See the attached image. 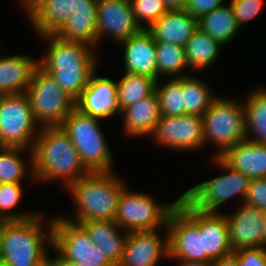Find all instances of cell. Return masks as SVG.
I'll use <instances>...</instances> for the list:
<instances>
[{"label": "cell", "mask_w": 266, "mask_h": 266, "mask_svg": "<svg viewBox=\"0 0 266 266\" xmlns=\"http://www.w3.org/2000/svg\"><path fill=\"white\" fill-rule=\"evenodd\" d=\"M39 38L48 41V47L47 53L38 60V66L76 101L100 65L99 53L94 52L97 48L82 42L64 41L54 34Z\"/></svg>", "instance_id": "6da1fadb"}, {"label": "cell", "mask_w": 266, "mask_h": 266, "mask_svg": "<svg viewBox=\"0 0 266 266\" xmlns=\"http://www.w3.org/2000/svg\"><path fill=\"white\" fill-rule=\"evenodd\" d=\"M31 151L36 183L56 180L65 190L89 173L61 126L41 127Z\"/></svg>", "instance_id": "7a4b0ae2"}, {"label": "cell", "mask_w": 266, "mask_h": 266, "mask_svg": "<svg viewBox=\"0 0 266 266\" xmlns=\"http://www.w3.org/2000/svg\"><path fill=\"white\" fill-rule=\"evenodd\" d=\"M43 216L37 212L25 220L6 222L0 243L1 261L9 266H41L51 258L48 251L52 249L53 218L47 223Z\"/></svg>", "instance_id": "3957f363"}, {"label": "cell", "mask_w": 266, "mask_h": 266, "mask_svg": "<svg viewBox=\"0 0 266 266\" xmlns=\"http://www.w3.org/2000/svg\"><path fill=\"white\" fill-rule=\"evenodd\" d=\"M125 183L116 171L89 172L65 189L73 199L76 214L75 218L63 217L76 223L114 220Z\"/></svg>", "instance_id": "277c9868"}, {"label": "cell", "mask_w": 266, "mask_h": 266, "mask_svg": "<svg viewBox=\"0 0 266 266\" xmlns=\"http://www.w3.org/2000/svg\"><path fill=\"white\" fill-rule=\"evenodd\" d=\"M100 120L75 108L60 125L77 149L81 163L89 172L114 170V157L100 126Z\"/></svg>", "instance_id": "5b68a950"}, {"label": "cell", "mask_w": 266, "mask_h": 266, "mask_svg": "<svg viewBox=\"0 0 266 266\" xmlns=\"http://www.w3.org/2000/svg\"><path fill=\"white\" fill-rule=\"evenodd\" d=\"M237 100L218 96L202 115L204 146H215L214 157L247 139L244 106L241 99Z\"/></svg>", "instance_id": "8992f818"}, {"label": "cell", "mask_w": 266, "mask_h": 266, "mask_svg": "<svg viewBox=\"0 0 266 266\" xmlns=\"http://www.w3.org/2000/svg\"><path fill=\"white\" fill-rule=\"evenodd\" d=\"M212 162L224 174L197 183L181 195L193 207L207 212H222L220 207L233 197L239 196L243 203L251 179L243 172L232 169L220 157L213 156Z\"/></svg>", "instance_id": "52a82bcc"}, {"label": "cell", "mask_w": 266, "mask_h": 266, "mask_svg": "<svg viewBox=\"0 0 266 266\" xmlns=\"http://www.w3.org/2000/svg\"><path fill=\"white\" fill-rule=\"evenodd\" d=\"M153 198L146 192H133L127 186L120 194L114 221L128 232L167 227L169 214L177 206L179 197L168 204Z\"/></svg>", "instance_id": "ba28073f"}, {"label": "cell", "mask_w": 266, "mask_h": 266, "mask_svg": "<svg viewBox=\"0 0 266 266\" xmlns=\"http://www.w3.org/2000/svg\"><path fill=\"white\" fill-rule=\"evenodd\" d=\"M32 112L41 126H60L75 109L76 101L39 66L26 90Z\"/></svg>", "instance_id": "9c48e42d"}, {"label": "cell", "mask_w": 266, "mask_h": 266, "mask_svg": "<svg viewBox=\"0 0 266 266\" xmlns=\"http://www.w3.org/2000/svg\"><path fill=\"white\" fill-rule=\"evenodd\" d=\"M40 129L26 93L0 95V147L32 149Z\"/></svg>", "instance_id": "30bf717a"}, {"label": "cell", "mask_w": 266, "mask_h": 266, "mask_svg": "<svg viewBox=\"0 0 266 266\" xmlns=\"http://www.w3.org/2000/svg\"><path fill=\"white\" fill-rule=\"evenodd\" d=\"M52 249L56 252V255H53L56 262L114 266L99 246L91 241L86 230L63 215L53 218Z\"/></svg>", "instance_id": "8fae6325"}, {"label": "cell", "mask_w": 266, "mask_h": 266, "mask_svg": "<svg viewBox=\"0 0 266 266\" xmlns=\"http://www.w3.org/2000/svg\"><path fill=\"white\" fill-rule=\"evenodd\" d=\"M150 137L157 146L168 150L197 151L204 147L202 116H161Z\"/></svg>", "instance_id": "7c38bea8"}, {"label": "cell", "mask_w": 266, "mask_h": 266, "mask_svg": "<svg viewBox=\"0 0 266 266\" xmlns=\"http://www.w3.org/2000/svg\"><path fill=\"white\" fill-rule=\"evenodd\" d=\"M177 206L199 227L203 235L204 261H213L233 253L225 213L195 208L182 195Z\"/></svg>", "instance_id": "4fadbf2b"}, {"label": "cell", "mask_w": 266, "mask_h": 266, "mask_svg": "<svg viewBox=\"0 0 266 266\" xmlns=\"http://www.w3.org/2000/svg\"><path fill=\"white\" fill-rule=\"evenodd\" d=\"M169 259L204 262L203 235L199 227L176 206L167 220Z\"/></svg>", "instance_id": "5bb4252c"}, {"label": "cell", "mask_w": 266, "mask_h": 266, "mask_svg": "<svg viewBox=\"0 0 266 266\" xmlns=\"http://www.w3.org/2000/svg\"><path fill=\"white\" fill-rule=\"evenodd\" d=\"M168 257L167 227L151 231H133L128 232L123 257L118 266H157L163 258Z\"/></svg>", "instance_id": "9a60e30c"}, {"label": "cell", "mask_w": 266, "mask_h": 266, "mask_svg": "<svg viewBox=\"0 0 266 266\" xmlns=\"http://www.w3.org/2000/svg\"><path fill=\"white\" fill-rule=\"evenodd\" d=\"M97 12V47L105 36L119 44L141 30L134 18L131 1L98 0Z\"/></svg>", "instance_id": "2e32d148"}, {"label": "cell", "mask_w": 266, "mask_h": 266, "mask_svg": "<svg viewBox=\"0 0 266 266\" xmlns=\"http://www.w3.org/2000/svg\"><path fill=\"white\" fill-rule=\"evenodd\" d=\"M229 242L233 251L242 248L266 247L265 213L257 207L240 203L229 215Z\"/></svg>", "instance_id": "e0dca14e"}, {"label": "cell", "mask_w": 266, "mask_h": 266, "mask_svg": "<svg viewBox=\"0 0 266 266\" xmlns=\"http://www.w3.org/2000/svg\"><path fill=\"white\" fill-rule=\"evenodd\" d=\"M95 71L88 85L76 100L75 108L81 113L98 118L110 119L120 115L117 102V82L109 77L97 76Z\"/></svg>", "instance_id": "ac0fdd59"}, {"label": "cell", "mask_w": 266, "mask_h": 266, "mask_svg": "<svg viewBox=\"0 0 266 266\" xmlns=\"http://www.w3.org/2000/svg\"><path fill=\"white\" fill-rule=\"evenodd\" d=\"M34 33L54 34L75 9L76 0H19Z\"/></svg>", "instance_id": "d6986e66"}, {"label": "cell", "mask_w": 266, "mask_h": 266, "mask_svg": "<svg viewBox=\"0 0 266 266\" xmlns=\"http://www.w3.org/2000/svg\"><path fill=\"white\" fill-rule=\"evenodd\" d=\"M119 46L124 48V72L147 75L157 81L156 42L147 29H141Z\"/></svg>", "instance_id": "ffe728a7"}, {"label": "cell", "mask_w": 266, "mask_h": 266, "mask_svg": "<svg viewBox=\"0 0 266 266\" xmlns=\"http://www.w3.org/2000/svg\"><path fill=\"white\" fill-rule=\"evenodd\" d=\"M97 5L98 0H76L75 9L54 35L64 41L97 47Z\"/></svg>", "instance_id": "44dd1931"}, {"label": "cell", "mask_w": 266, "mask_h": 266, "mask_svg": "<svg viewBox=\"0 0 266 266\" xmlns=\"http://www.w3.org/2000/svg\"><path fill=\"white\" fill-rule=\"evenodd\" d=\"M120 115L123 118V134L134 138L148 135L149 138L161 117L157 93L154 91L143 97L122 110Z\"/></svg>", "instance_id": "7402d4cb"}, {"label": "cell", "mask_w": 266, "mask_h": 266, "mask_svg": "<svg viewBox=\"0 0 266 266\" xmlns=\"http://www.w3.org/2000/svg\"><path fill=\"white\" fill-rule=\"evenodd\" d=\"M197 29L198 19L183 9L167 11L147 30L155 42H169L185 47Z\"/></svg>", "instance_id": "603a6c76"}, {"label": "cell", "mask_w": 266, "mask_h": 266, "mask_svg": "<svg viewBox=\"0 0 266 266\" xmlns=\"http://www.w3.org/2000/svg\"><path fill=\"white\" fill-rule=\"evenodd\" d=\"M38 59L27 55L0 57V95L26 93Z\"/></svg>", "instance_id": "cb8c5ba5"}, {"label": "cell", "mask_w": 266, "mask_h": 266, "mask_svg": "<svg viewBox=\"0 0 266 266\" xmlns=\"http://www.w3.org/2000/svg\"><path fill=\"white\" fill-rule=\"evenodd\" d=\"M220 158L250 179L266 177V144L245 139L227 149Z\"/></svg>", "instance_id": "d4e9b609"}, {"label": "cell", "mask_w": 266, "mask_h": 266, "mask_svg": "<svg viewBox=\"0 0 266 266\" xmlns=\"http://www.w3.org/2000/svg\"><path fill=\"white\" fill-rule=\"evenodd\" d=\"M78 223L86 230L91 241L99 246L108 260L114 266H118L123 257L128 231L119 227L114 220H92Z\"/></svg>", "instance_id": "484cf974"}, {"label": "cell", "mask_w": 266, "mask_h": 266, "mask_svg": "<svg viewBox=\"0 0 266 266\" xmlns=\"http://www.w3.org/2000/svg\"><path fill=\"white\" fill-rule=\"evenodd\" d=\"M227 4L198 19V28L223 46L230 44L241 29L231 4Z\"/></svg>", "instance_id": "4316f807"}, {"label": "cell", "mask_w": 266, "mask_h": 266, "mask_svg": "<svg viewBox=\"0 0 266 266\" xmlns=\"http://www.w3.org/2000/svg\"><path fill=\"white\" fill-rule=\"evenodd\" d=\"M26 152L28 153L27 163H25V158L22 156ZM32 164L31 149L0 147V183H21L23 179L27 177L30 180L29 183H35L36 180L34 178ZM26 172L28 175H26Z\"/></svg>", "instance_id": "83f0119b"}, {"label": "cell", "mask_w": 266, "mask_h": 266, "mask_svg": "<svg viewBox=\"0 0 266 266\" xmlns=\"http://www.w3.org/2000/svg\"><path fill=\"white\" fill-rule=\"evenodd\" d=\"M222 46L198 28L185 46L186 61L190 70H199L202 73V70L209 69L218 60Z\"/></svg>", "instance_id": "f1b7e54d"}, {"label": "cell", "mask_w": 266, "mask_h": 266, "mask_svg": "<svg viewBox=\"0 0 266 266\" xmlns=\"http://www.w3.org/2000/svg\"><path fill=\"white\" fill-rule=\"evenodd\" d=\"M251 92V93H250ZM242 100L245 110L247 139L266 144V88L250 91Z\"/></svg>", "instance_id": "f546056e"}, {"label": "cell", "mask_w": 266, "mask_h": 266, "mask_svg": "<svg viewBox=\"0 0 266 266\" xmlns=\"http://www.w3.org/2000/svg\"><path fill=\"white\" fill-rule=\"evenodd\" d=\"M117 82V102L120 112L155 91L156 80L147 75L123 72Z\"/></svg>", "instance_id": "4dcf8cb0"}, {"label": "cell", "mask_w": 266, "mask_h": 266, "mask_svg": "<svg viewBox=\"0 0 266 266\" xmlns=\"http://www.w3.org/2000/svg\"><path fill=\"white\" fill-rule=\"evenodd\" d=\"M157 80L162 77L179 78L189 75L183 73L189 67L186 61L185 47L169 42H156ZM182 72V73H181ZM160 76V77H159Z\"/></svg>", "instance_id": "1f68e13d"}, {"label": "cell", "mask_w": 266, "mask_h": 266, "mask_svg": "<svg viewBox=\"0 0 266 266\" xmlns=\"http://www.w3.org/2000/svg\"><path fill=\"white\" fill-rule=\"evenodd\" d=\"M166 79H164L165 81L163 83L160 79H158L155 84V92L158 96L160 115H185L183 77Z\"/></svg>", "instance_id": "d6a6232c"}, {"label": "cell", "mask_w": 266, "mask_h": 266, "mask_svg": "<svg viewBox=\"0 0 266 266\" xmlns=\"http://www.w3.org/2000/svg\"><path fill=\"white\" fill-rule=\"evenodd\" d=\"M191 75L183 76L184 107L186 114L202 116L217 97L203 80Z\"/></svg>", "instance_id": "836d02e7"}, {"label": "cell", "mask_w": 266, "mask_h": 266, "mask_svg": "<svg viewBox=\"0 0 266 266\" xmlns=\"http://www.w3.org/2000/svg\"><path fill=\"white\" fill-rule=\"evenodd\" d=\"M22 183H0V217L8 221L25 220L33 217L35 212L25 213L23 211H13L20 205L24 196Z\"/></svg>", "instance_id": "e575fe53"}, {"label": "cell", "mask_w": 266, "mask_h": 266, "mask_svg": "<svg viewBox=\"0 0 266 266\" xmlns=\"http://www.w3.org/2000/svg\"><path fill=\"white\" fill-rule=\"evenodd\" d=\"M134 18L141 29H148L167 11L162 0H132Z\"/></svg>", "instance_id": "d590c367"}, {"label": "cell", "mask_w": 266, "mask_h": 266, "mask_svg": "<svg viewBox=\"0 0 266 266\" xmlns=\"http://www.w3.org/2000/svg\"><path fill=\"white\" fill-rule=\"evenodd\" d=\"M230 4L234 10L238 25L243 29L242 27L246 26L248 21L260 15L264 0H231Z\"/></svg>", "instance_id": "8d00e7d4"}, {"label": "cell", "mask_w": 266, "mask_h": 266, "mask_svg": "<svg viewBox=\"0 0 266 266\" xmlns=\"http://www.w3.org/2000/svg\"><path fill=\"white\" fill-rule=\"evenodd\" d=\"M243 203L266 213V177L251 179Z\"/></svg>", "instance_id": "74e56055"}, {"label": "cell", "mask_w": 266, "mask_h": 266, "mask_svg": "<svg viewBox=\"0 0 266 266\" xmlns=\"http://www.w3.org/2000/svg\"><path fill=\"white\" fill-rule=\"evenodd\" d=\"M233 253L239 266H266V247L242 248Z\"/></svg>", "instance_id": "f35d334b"}, {"label": "cell", "mask_w": 266, "mask_h": 266, "mask_svg": "<svg viewBox=\"0 0 266 266\" xmlns=\"http://www.w3.org/2000/svg\"><path fill=\"white\" fill-rule=\"evenodd\" d=\"M225 4V0H187L185 11L196 19Z\"/></svg>", "instance_id": "ab89813d"}, {"label": "cell", "mask_w": 266, "mask_h": 266, "mask_svg": "<svg viewBox=\"0 0 266 266\" xmlns=\"http://www.w3.org/2000/svg\"><path fill=\"white\" fill-rule=\"evenodd\" d=\"M212 266H239L236 255L231 253L212 261Z\"/></svg>", "instance_id": "60d3db41"}, {"label": "cell", "mask_w": 266, "mask_h": 266, "mask_svg": "<svg viewBox=\"0 0 266 266\" xmlns=\"http://www.w3.org/2000/svg\"><path fill=\"white\" fill-rule=\"evenodd\" d=\"M168 11L183 10L187 4V0H162Z\"/></svg>", "instance_id": "b9f144b4"}, {"label": "cell", "mask_w": 266, "mask_h": 266, "mask_svg": "<svg viewBox=\"0 0 266 266\" xmlns=\"http://www.w3.org/2000/svg\"><path fill=\"white\" fill-rule=\"evenodd\" d=\"M177 261L178 266H212V261H204V262H199V261H190V260H183V259H174V261Z\"/></svg>", "instance_id": "7bdbcfd3"}, {"label": "cell", "mask_w": 266, "mask_h": 266, "mask_svg": "<svg viewBox=\"0 0 266 266\" xmlns=\"http://www.w3.org/2000/svg\"><path fill=\"white\" fill-rule=\"evenodd\" d=\"M58 266H94L86 263H75V262H57Z\"/></svg>", "instance_id": "ee69618b"}, {"label": "cell", "mask_w": 266, "mask_h": 266, "mask_svg": "<svg viewBox=\"0 0 266 266\" xmlns=\"http://www.w3.org/2000/svg\"><path fill=\"white\" fill-rule=\"evenodd\" d=\"M41 266H58V264H57L55 258L51 257L45 263H43Z\"/></svg>", "instance_id": "f6af8a7d"}, {"label": "cell", "mask_w": 266, "mask_h": 266, "mask_svg": "<svg viewBox=\"0 0 266 266\" xmlns=\"http://www.w3.org/2000/svg\"><path fill=\"white\" fill-rule=\"evenodd\" d=\"M7 221L8 220L3 219V218L0 217V243H1L2 232H3V229H4Z\"/></svg>", "instance_id": "bcb514c9"}, {"label": "cell", "mask_w": 266, "mask_h": 266, "mask_svg": "<svg viewBox=\"0 0 266 266\" xmlns=\"http://www.w3.org/2000/svg\"><path fill=\"white\" fill-rule=\"evenodd\" d=\"M0 266H9V265L0 260Z\"/></svg>", "instance_id": "7dc6e473"}, {"label": "cell", "mask_w": 266, "mask_h": 266, "mask_svg": "<svg viewBox=\"0 0 266 266\" xmlns=\"http://www.w3.org/2000/svg\"><path fill=\"white\" fill-rule=\"evenodd\" d=\"M264 225H265V232H266V213H265V217H264Z\"/></svg>", "instance_id": "c3c4849f"}]
</instances>
